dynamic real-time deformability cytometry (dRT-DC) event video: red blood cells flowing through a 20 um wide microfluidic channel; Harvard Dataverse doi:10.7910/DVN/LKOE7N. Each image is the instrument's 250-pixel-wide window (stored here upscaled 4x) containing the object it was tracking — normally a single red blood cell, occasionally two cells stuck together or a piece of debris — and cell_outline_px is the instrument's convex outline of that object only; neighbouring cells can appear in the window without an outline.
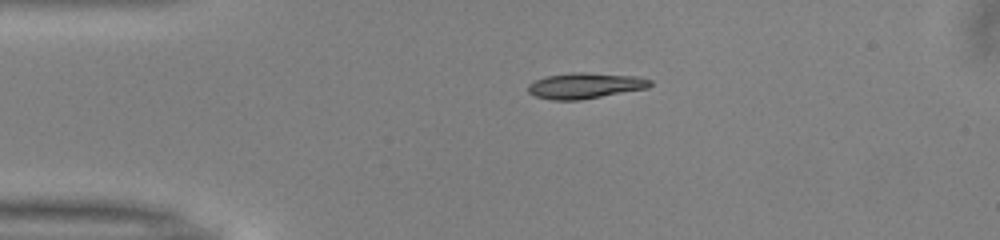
{"species": "common noctule bat (a hibernating species)", "species_latin": "Nyctalus noctula", "temperature_condition": "warm", "stored_images_in_passage": 41, "camera_frame_rate_fps": 3000, "um_per_image_px": 0.085, "animal": {"sex": "male", "body_mass_g": 13.0, "forearm_length_mm": 53.1}, "frame": {"image": 1, "passage_image": 1, "time_ms": 0.0, "image_size_px": [1000, 240], "cell_outline_px": [[652, 84], [648, 88], [580, 100], [552, 100], [536, 96], [528, 92], [528, 84], [544, 76], [572, 72], [584, 72], [636, 76], [652, 80]], "centroid_in_image_um": [49.73, 7.27], "position_along_channel_um": 35.3, "area_um2": 18.38}}
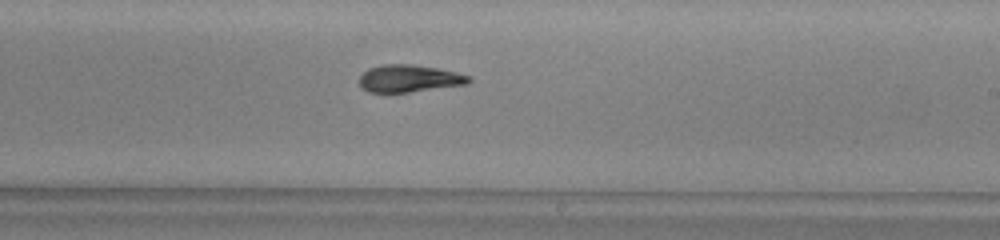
{"frame": {"image": 2, "passage_image": 20, "time_ms": 6.333, "image_size_px": [1000, 240], "cell_outline_px": [[472, 80], [468, 84], [408, 92], [368, 92], [360, 84], [360, 76], [368, 68], [380, 64], [408, 64], [440, 68], [472, 76]], "centroid_in_image_um": [34.82, 6.66], "position_along_channel_um": 254.2, "area_um2": 17.46}}
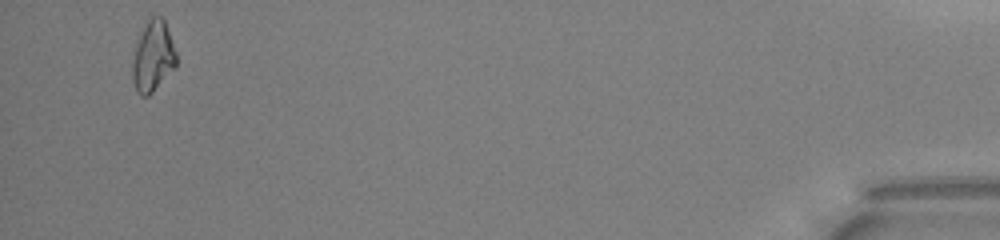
{"frame": {"image": 3, "passage_image": 39, "time_ms": 12.667, "image_size_px": [1000, 240], "cell_outline_px": [[176, 68], [148, 96], [140, 96], [136, 92], [132, 80], [132, 64], [136, 44], [144, 20], [148, 16], [160, 16], [164, 20], [176, 52]], "centroid_in_image_um": [12.98, 4.78], "position_along_channel_um": 422.2, "area_um2": 18.38}, "authors_computed_cell_mechanics": {"area_um2": 17.8024, "velocity_mm_per_s": 4.0274, "shape_relaxation_time_tau1_ms": 3.8367, "shape_relaxation_time_tau2_ms": 1.3192, "deformation_change_tau1": 0.1531, "deformation_change_tau2": 0.0655}}